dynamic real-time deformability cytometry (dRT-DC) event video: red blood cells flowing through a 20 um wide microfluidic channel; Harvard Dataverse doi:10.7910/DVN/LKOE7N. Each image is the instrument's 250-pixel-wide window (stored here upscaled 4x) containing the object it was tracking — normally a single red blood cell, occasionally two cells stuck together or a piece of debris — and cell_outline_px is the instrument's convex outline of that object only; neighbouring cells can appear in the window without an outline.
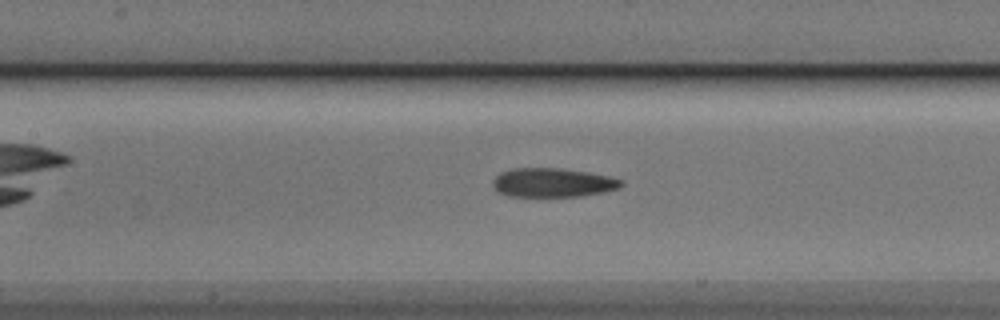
{"species": "Egyptian fruit bat (a non-hibernating species)", "species_latin": "Rousettus aegyptiacus", "temperature_condition": "cold", "stored_images_in_passage": 31, "camera_frame_rate_fps": 3000, "um_per_image_px": 0.085, "animal": {"sex": "male"}, "frame": {"image": 1, "passage_image": 10, "time_ms": 3.0, "image_size_px": [1000, 320], "cell_outline_px": [[624, 184], [620, 188], [604, 192], [580, 196], [508, 196], [496, 192], [492, 184], [492, 180], [500, 172], [512, 168], [560, 168], [588, 172], [608, 176], [624, 180]], "centroid_in_image_um": [46.97, 15.52], "position_along_channel_um": 160.4, "area_um2": 21.91}}
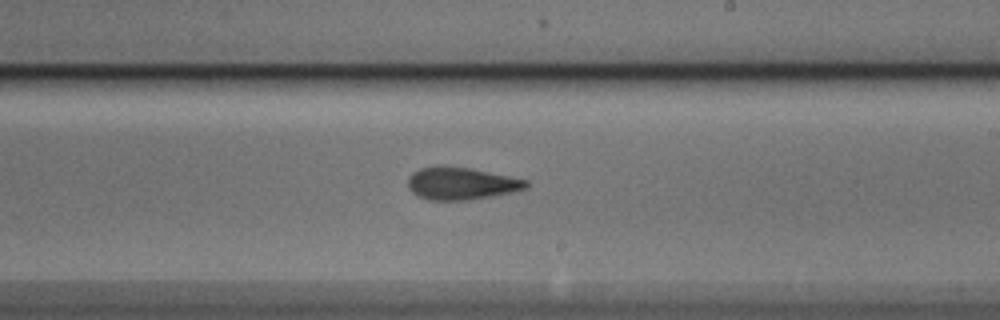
{"frame": {"image": 2, "passage_image": 17, "time_ms": 5.333, "image_size_px": [1000, 320], "cell_outline_px": [[528, 188], [492, 196], [468, 200], [428, 200], [416, 196], [408, 188], [408, 176], [412, 172], [420, 168], [468, 168], [528, 180]], "centroid_in_image_um": [39.19, 15.63], "position_along_channel_um": 249.8, "area_um2": 21.79}}
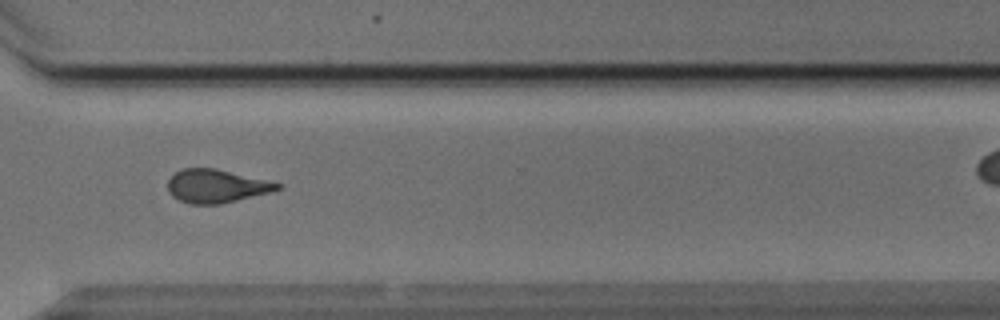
{"frame": {"image": 3, "passage_image": 25, "time_ms": 8.0, "image_size_px": [1000, 320], "cell_outline_px": [[284, 184], [280, 188], [272, 192], [220, 204], [192, 204], [180, 200], [172, 196], [168, 192], [168, 180], [176, 172], [184, 168], [216, 168], [268, 180]], "centroid_in_image_um": [18.41, 15.81], "position_along_channel_um": 352.2, "area_um2": 21.33}}